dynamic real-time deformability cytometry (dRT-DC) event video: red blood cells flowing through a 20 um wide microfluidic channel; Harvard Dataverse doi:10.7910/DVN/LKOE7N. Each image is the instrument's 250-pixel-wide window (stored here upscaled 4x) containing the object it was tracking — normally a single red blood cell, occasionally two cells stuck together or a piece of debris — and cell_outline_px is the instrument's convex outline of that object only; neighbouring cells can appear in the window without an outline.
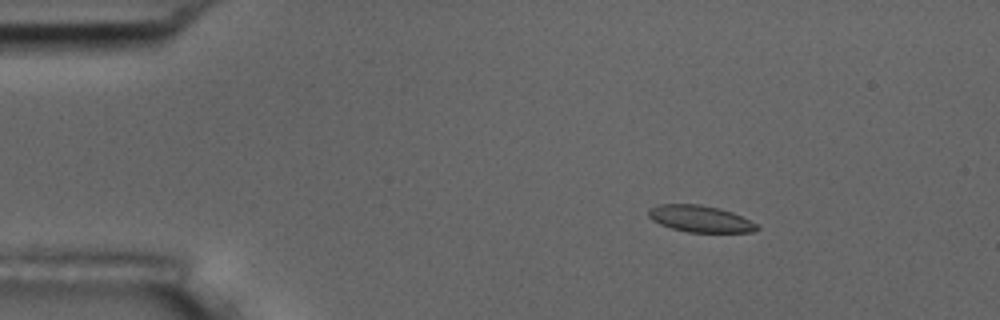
{"species": "common noctule bat (a hibernating species)", "species_latin": "Nyctalus noctula", "temperature_condition": "room temperature", "stored_images_in_passage": 56, "camera_frame_rate_fps": 3000, "um_per_image_px": 0.085, "animal": {"sex": "male", "body_mass_g": 17.5, "forearm_length_mm": 52.3}, "frame": {"image": 1, "passage_image": 9, "time_ms": 2.667, "image_size_px": [1000, 320], "cell_outline_px": [[760, 228], [752, 232], [688, 232], [672, 228], [660, 224], [652, 220], [648, 216], [648, 208], [660, 204], [700, 204], [720, 208], [732, 212], [756, 224]], "centroid_in_image_um": [59.48, 18.59], "position_along_channel_um": 25.5, "area_um2": 16.76}}
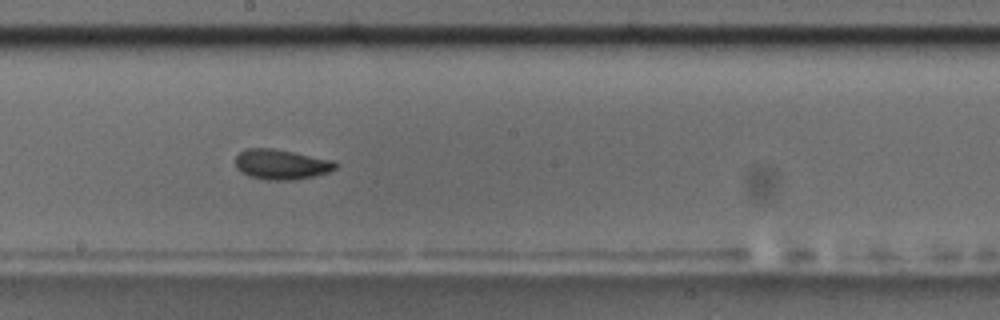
{"frame": {"image": 2, "passage_image": 31, "time_ms": 10.0, "image_size_px": [1000, 320], "cell_outline_px": [[336, 168], [328, 172], [296, 180], [264, 180], [248, 176], [240, 172], [236, 168], [236, 156], [244, 148], [272, 148], [332, 160], [336, 164]], "centroid_in_image_um": [23.85, 13.98], "position_along_channel_um": 224.4, "area_um2": 17.51}}
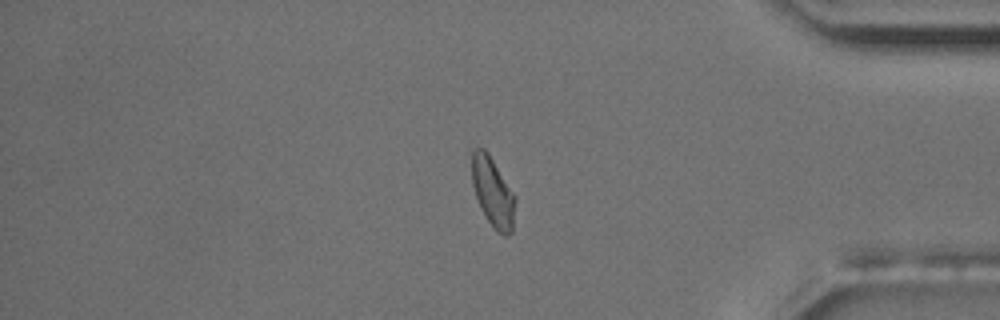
{"frame": {"image": 3, "passage_image": 47, "time_ms": 15.333, "image_size_px": [1000, 320], "cell_outline_px": [[516, 200], [512, 232], [508, 236], [504, 236], [496, 232], [488, 220], [476, 196], [472, 184], [468, 148], [484, 148], [488, 152], [516, 196]], "centroid_in_image_um": [41.86, 16.25], "position_along_channel_um": 393.3, "area_um2": 18.09}, "authors_computed_cell_mechanics": {"area_um2": 16.9932, "velocity_mm_per_s": 3.6503, "shape_relaxation_time_tau1_ms": null, "shape_relaxation_time_tau2_ms": 2.8034, "deformation_change_tau1": null, "deformation_change_tau2": 0.0805}}